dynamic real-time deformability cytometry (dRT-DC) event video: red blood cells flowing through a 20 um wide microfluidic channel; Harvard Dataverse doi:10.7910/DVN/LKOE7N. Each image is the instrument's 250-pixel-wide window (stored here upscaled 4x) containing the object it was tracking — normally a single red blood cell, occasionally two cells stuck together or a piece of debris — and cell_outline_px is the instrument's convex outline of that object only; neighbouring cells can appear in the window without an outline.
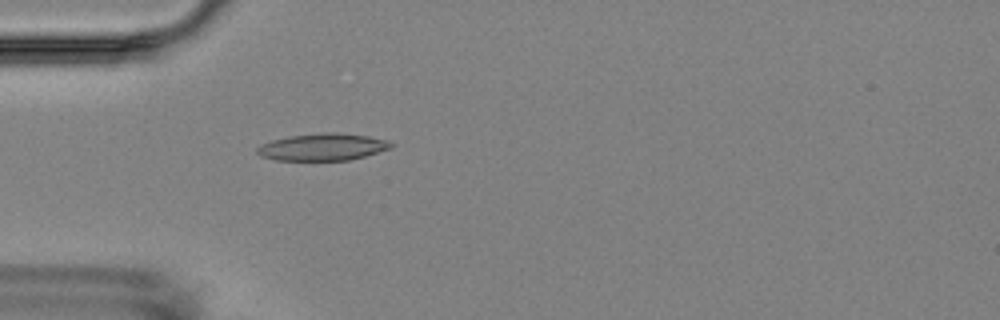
{"species": "Egyptian fruit bat (a non-hibernating species)", "species_latin": "Rousettus aegyptiacus", "temperature_condition": "room temperature", "stored_images_in_passage": 5, "camera_frame_rate_fps": 3000, "um_per_image_px": 0.085, "animal": {"sex": "female"}, "frame": {"image": 1, "passage_image": 5, "time_ms": 4.333, "image_size_px": [1000, 320], "cell_outline_px": [[392, 148], [364, 156], [348, 160], [276, 160], [260, 156], [256, 152], [256, 148], [260, 144], [272, 140], [288, 136], [328, 132], [336, 132], [368, 136], [388, 140], [392, 144]], "centroid_in_image_um": [27.4, 12.49], "position_along_channel_um": 57.6, "area_um2": 21.1}}